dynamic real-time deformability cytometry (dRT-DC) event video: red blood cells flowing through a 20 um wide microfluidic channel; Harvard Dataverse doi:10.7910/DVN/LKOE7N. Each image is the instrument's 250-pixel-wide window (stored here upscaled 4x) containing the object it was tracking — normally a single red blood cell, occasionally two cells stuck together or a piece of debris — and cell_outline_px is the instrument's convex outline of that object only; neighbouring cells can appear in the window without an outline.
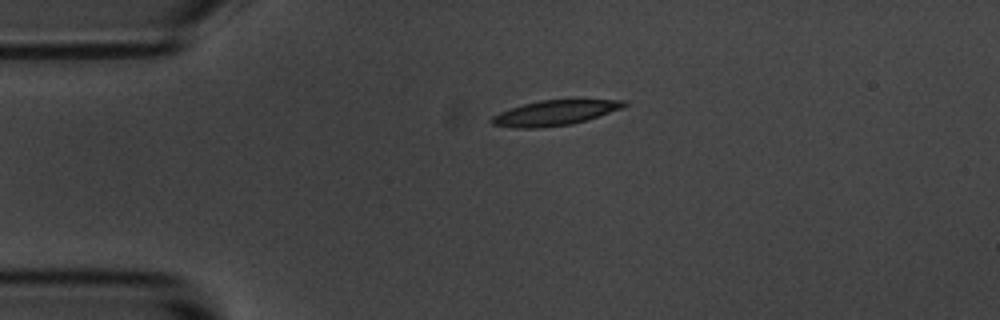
{"species": "common noctule bat (a hibernating species)", "species_latin": "Nyctalus noctula", "temperature_condition": "room temperature", "stored_images_in_passage": 43, "camera_frame_rate_fps": 3000, "um_per_image_px": 0.085, "animal": {"sex": "male", "body_mass_g": 20.1, "forearm_length_mm": 53.5}, "frame": {"image": 1, "passage_image": 1, "time_ms": 0.0, "image_size_px": [1000, 320], "cell_outline_px": [[628, 104], [620, 108], [572, 124], [540, 128], [516, 128], [492, 124], [488, 120], [492, 116], [500, 112], [524, 104], [540, 100], [572, 96], [628, 100]], "centroid_in_image_um": [47.23, 9.52], "position_along_channel_um": 37.8, "area_um2": 20.23}}
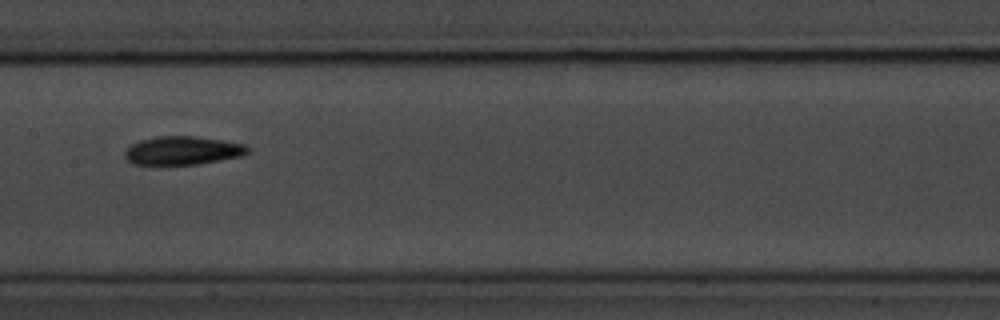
{"frame": {"image": 2, "passage_image": 16, "time_ms": 5.0, "image_size_px": [1000, 320], "cell_outline_px": [[248, 152], [240, 156], [196, 164], [132, 164], [124, 156], [124, 152], [132, 144], [140, 140], [156, 136], [196, 136], [224, 140], [244, 144], [248, 148]], "centroid_in_image_um": [15.5, 12.78], "position_along_channel_um": 191.9, "area_um2": 20.17}}
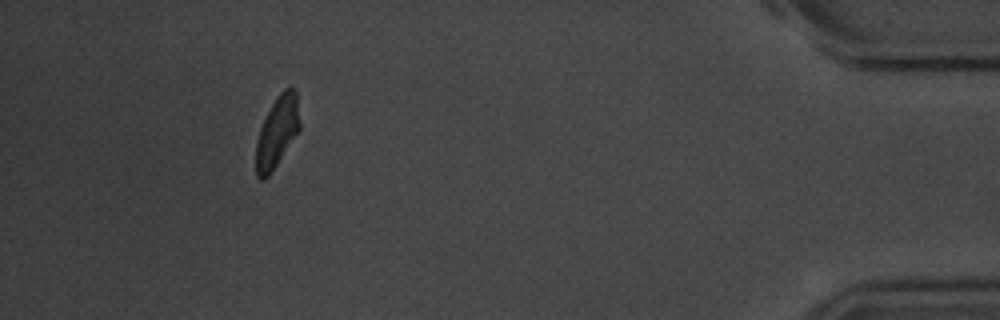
{"frame": {"image": 3, "passage_image": 39, "time_ms": 12.667, "image_size_px": [1000, 320], "cell_outline_px": [[300, 128], [268, 176], [264, 180], [260, 180], [256, 176], [256, 140], [260, 128], [272, 104], [280, 92], [284, 88], [292, 88], [296, 92], [300, 124]], "centroid_in_image_um": [23.53, 11.22], "position_along_channel_um": 411.7, "area_um2": 17.63}, "authors_computed_cell_mechanics": {"area_um2": 19.3052, "velocity_mm_per_s": 3.6618, "shape_relaxation_time_tau1_ms": 2.6075, "shape_relaxation_time_tau2_ms": 5.82, "deformation_change_tau1": 0.1107, "deformation_change_tau2": 0.1147}}